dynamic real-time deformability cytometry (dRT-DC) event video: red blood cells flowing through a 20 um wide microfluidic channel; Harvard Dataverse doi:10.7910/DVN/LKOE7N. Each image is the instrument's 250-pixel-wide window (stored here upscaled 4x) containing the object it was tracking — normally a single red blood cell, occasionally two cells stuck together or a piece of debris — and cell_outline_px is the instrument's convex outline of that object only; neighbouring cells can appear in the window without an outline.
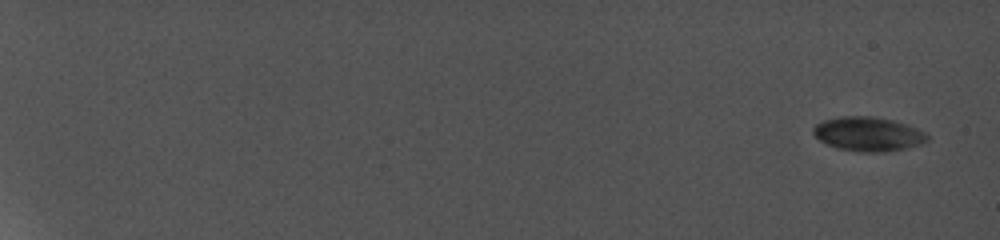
{"species": "common noctule bat (a hibernating species)", "species_latin": "Nyctalus noctula", "temperature_condition": "cold", "stored_images_in_passage": 18, "camera_frame_rate_fps": 5000, "um_per_image_px": 0.085, "animal": {"sex": "female", "body_mass_g": 19.0, "forearm_length_mm": 56.7}, "frame": {"image": 1, "passage_image": 1, "time_ms": 0.0, "image_size_px": [1000, 240], "cell_outline_px": [[928, 140], [916, 144], [900, 148], [840, 148], [828, 144], [820, 140], [812, 132], [812, 128], [816, 124], [824, 120], [840, 116], [872, 116], [892, 120], [908, 124], [924, 132], [928, 136]], "centroid_in_image_um": [73.74, 11.29], "position_along_channel_um": 11.3, "area_um2": 21.1}}
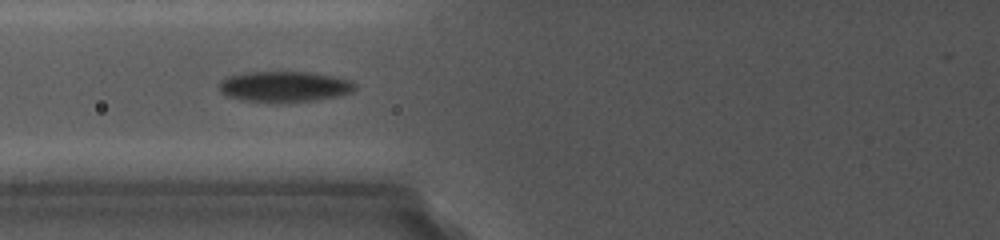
{"frame": {"image": 2, "passage_image": 10, "time_ms": 9.0, "image_size_px": [1000, 240], "cell_outline_px": [[356, 84], [352, 92], [312, 100], [248, 100], [228, 96], [220, 88], [220, 84], [228, 76], [248, 72], [280, 68], [308, 72], [332, 76], [348, 80]], "centroid_in_image_um": [24.17, 7.27], "position_along_channel_um": 101.6, "area_um2": 23.76}}
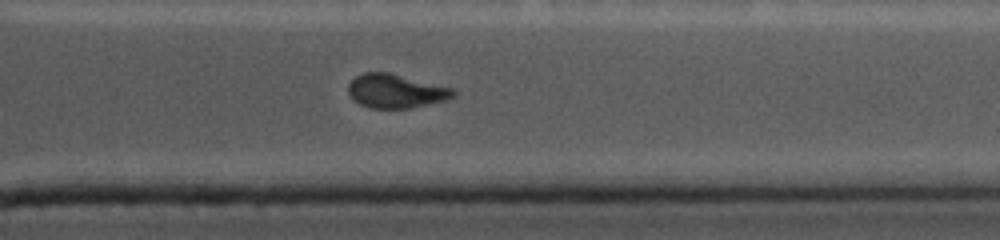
{"frame": {"image": 3, "passage_image": 18, "time_ms": 16.2, "image_size_px": [1000, 240], "cell_outline_px": [[456, 96], [444, 100], [408, 108], [372, 108], [360, 104], [348, 92], [348, 84], [356, 76], [364, 72], [388, 72], [456, 88]], "centroid_in_image_um": [33.68, 7.72], "position_along_channel_um": 377.7, "area_um2": 20.63}}